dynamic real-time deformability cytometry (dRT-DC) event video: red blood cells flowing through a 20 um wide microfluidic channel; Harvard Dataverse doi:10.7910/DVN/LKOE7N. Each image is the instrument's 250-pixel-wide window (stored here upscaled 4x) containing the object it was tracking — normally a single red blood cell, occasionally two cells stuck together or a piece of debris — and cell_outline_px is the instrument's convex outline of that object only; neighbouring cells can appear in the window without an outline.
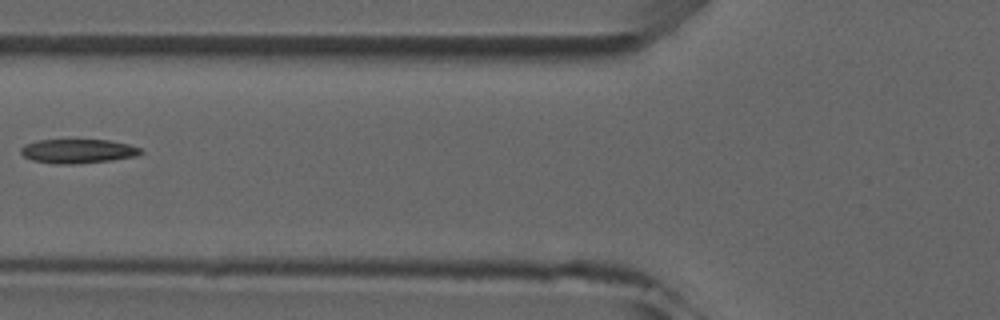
{"species": "common noctule bat (a hibernating species)", "species_latin": "Nyctalus noctula", "temperature_condition": "room temperature", "stored_images_in_passage": 3, "camera_frame_rate_fps": 3000, "um_per_image_px": 0.085, "animal": {"sex": "male", "forearm_length_mm": 52.5}, "frame": {"image": 1, "passage_image": 2, "time_ms": 1.333, "image_size_px": [1000, 320], "cell_outline_px": [[144, 152], [136, 156], [112, 160], [76, 164], [56, 164], [32, 160], [24, 156], [20, 152], [20, 148], [24, 144], [36, 140], [108, 140], [128, 144], [140, 148]], "centroid_in_image_um": [6.6, 12.85], "position_along_channel_um": 119.2, "area_um2": 16.94}}
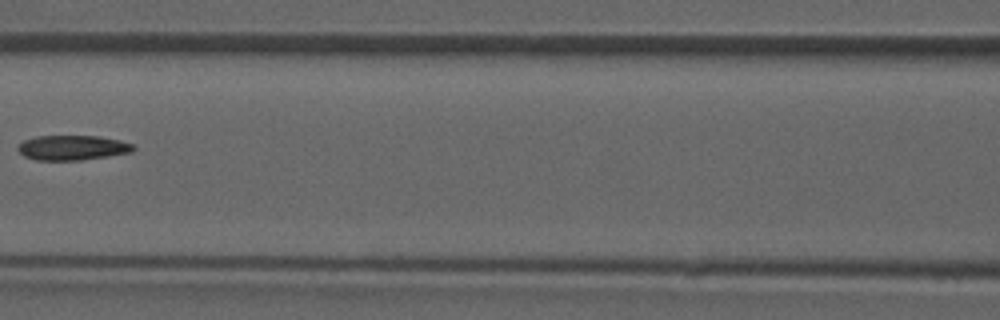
{"frame": {"image": 2, "passage_image": 3, "time_ms": 2.333, "image_size_px": [1000, 320], "cell_outline_px": [[136, 148], [132, 152], [108, 156], [80, 160], [36, 160], [24, 156], [16, 148], [24, 140], [36, 136], [100, 136], [120, 140], [132, 144]], "centroid_in_image_um": [6.16, 12.55], "position_along_channel_um": 160.4, "area_um2": 16.7}}